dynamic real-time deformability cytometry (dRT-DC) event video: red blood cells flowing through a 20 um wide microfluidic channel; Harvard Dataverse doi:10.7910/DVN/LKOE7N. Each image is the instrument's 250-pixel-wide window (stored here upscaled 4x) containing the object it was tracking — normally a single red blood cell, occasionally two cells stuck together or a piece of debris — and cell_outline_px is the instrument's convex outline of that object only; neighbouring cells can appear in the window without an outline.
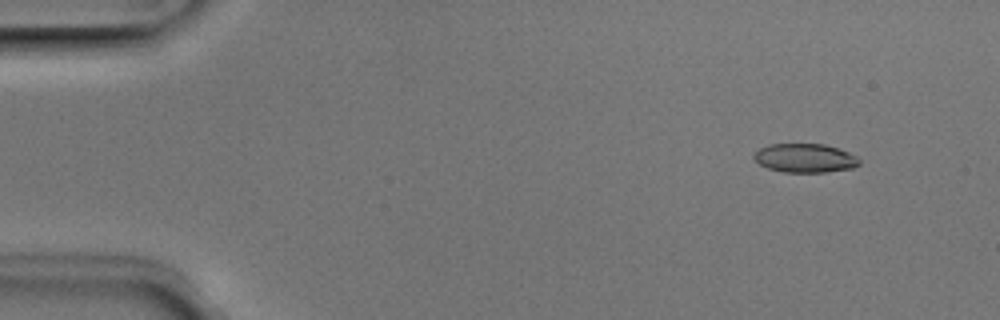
{"species": "Egyptian fruit bat (a non-hibernating species)", "species_latin": "Rousettus aegyptiacus", "temperature_condition": "room temperature", "stored_images_in_passage": 4, "camera_frame_rate_fps": 3000, "um_per_image_px": 0.085, "animal": {"sex": "male"}, "frame": {"image": 1, "passage_image": 1, "time_ms": 0.0, "image_size_px": [1000, 320], "cell_outline_px": [[860, 164], [852, 168], [824, 172], [784, 172], [768, 168], [760, 164], [752, 156], [760, 148], [768, 144], [824, 144], [840, 148], [856, 156], [860, 160]], "centroid_in_image_um": [68.44, 13.43], "position_along_channel_um": 16.6, "area_um2": 17.69}}
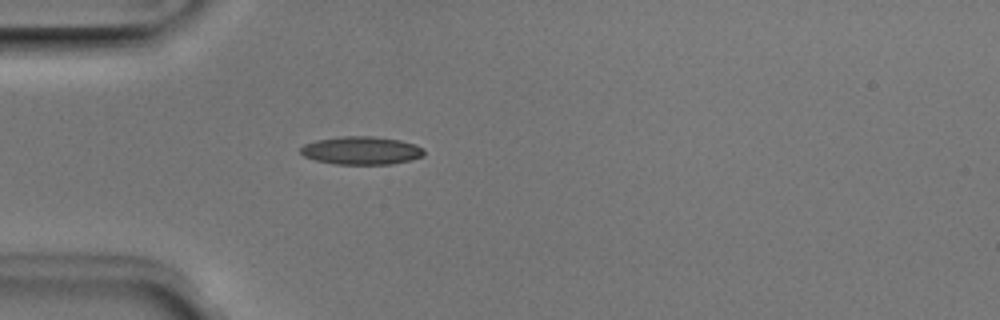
{"frame": {"image": 2, "passage_image": 4, "time_ms": 1.0, "image_size_px": [1000, 320], "cell_outline_px": [[424, 156], [392, 164], [336, 164], [316, 160], [304, 156], [300, 152], [300, 148], [304, 144], [316, 140], [340, 136], [372, 136], [400, 140], [416, 144], [424, 148]], "centroid_in_image_um": [30.72, 12.78], "position_along_channel_um": 54.3, "area_um2": 20.23}}